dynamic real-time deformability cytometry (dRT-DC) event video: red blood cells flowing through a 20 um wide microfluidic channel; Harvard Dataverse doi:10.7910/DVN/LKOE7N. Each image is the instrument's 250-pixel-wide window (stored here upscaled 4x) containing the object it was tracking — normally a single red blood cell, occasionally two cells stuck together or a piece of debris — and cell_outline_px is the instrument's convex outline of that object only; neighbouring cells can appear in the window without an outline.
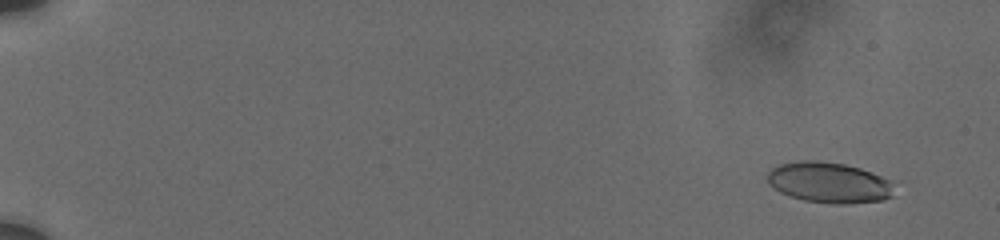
{"species": "human", "species_latin": "Homo sapiens", "temperature_condition": "cold", "stored_images_in_passage": 34, "camera_frame_rate_fps": 3000, "um_per_image_px": 0.085, "donor": {"sex": "male"}, "frame": {"image": 1, "passage_image": 6, "time_ms": 1.333, "image_size_px": [1000, 240], "cell_outline_px": [[892, 196], [884, 200], [848, 204], [832, 204], [804, 200], [788, 196], [780, 192], [768, 184], [768, 172], [772, 168], [780, 164], [800, 160], [816, 160], [844, 164], [860, 168], [892, 180]], "centroid_in_image_um": [70.46, 15.52], "position_along_channel_um": 14.5, "area_um2": 30.23}}
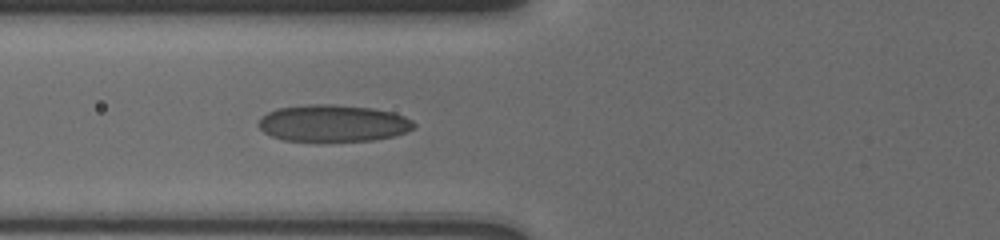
{"frame": {"image": 2, "passage_image": 31, "time_ms": 8.333, "image_size_px": [1000, 240], "cell_outline_px": [[416, 128], [392, 136], [372, 140], [320, 144], [284, 140], [272, 136], [264, 132], [256, 124], [260, 116], [268, 112], [280, 108], [312, 104], [332, 104], [372, 108], [392, 112], [404, 116], [412, 120], [416, 124]], "centroid_in_image_um": [28.28, 10.52], "position_along_channel_um": 97.5, "area_um2": 34.33}}
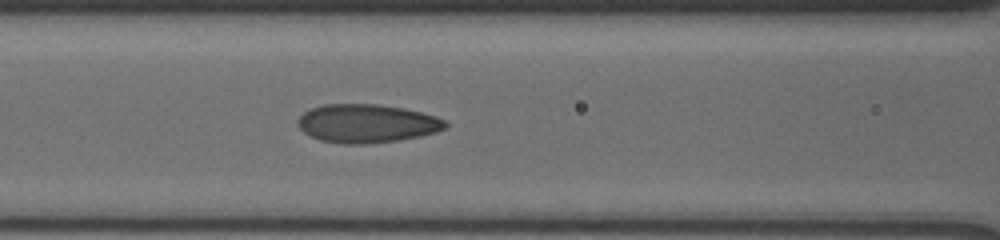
{"frame": {"image": 3, "passage_image": 34, "time_ms": 9.333, "image_size_px": [1000, 240], "cell_outline_px": [[448, 124], [444, 128], [436, 132], [420, 136], [400, 140], [364, 144], [344, 144], [320, 140], [308, 136], [296, 124], [296, 120], [304, 112], [312, 108], [324, 104], [376, 104], [404, 108], [436, 116], [444, 120]], "centroid_in_image_um": [31.15, 10.5], "position_along_channel_um": 135.5, "area_um2": 33.18}}